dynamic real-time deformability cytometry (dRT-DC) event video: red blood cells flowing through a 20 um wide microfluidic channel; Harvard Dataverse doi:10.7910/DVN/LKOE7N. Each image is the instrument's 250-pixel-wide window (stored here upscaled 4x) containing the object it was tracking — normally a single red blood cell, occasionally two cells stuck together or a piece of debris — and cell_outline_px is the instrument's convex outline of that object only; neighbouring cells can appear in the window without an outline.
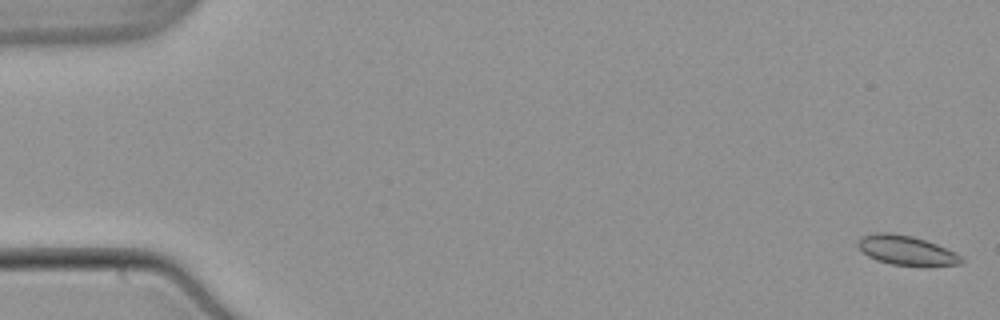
{"species": "common noctule bat (a hibernating species)", "species_latin": "Nyctalus noctula", "temperature_condition": "warm", "stored_images_in_passage": 53, "camera_frame_rate_fps": 3000, "um_per_image_px": 0.085, "animal": {"sex": "male", "body_mass_g": 21.5, "forearm_length_mm": 52.0}, "frame": {"image": 1, "passage_image": 2, "time_ms": 0.333, "image_size_px": [1000, 320], "cell_outline_px": [[964, 260], [960, 264], [924, 268], [892, 264], [876, 260], [868, 256], [856, 244], [864, 236], [884, 232], [912, 236], [936, 244], [960, 256]], "centroid_in_image_um": [77.09, 21.33], "position_along_channel_um": 7.9, "area_um2": 17.69}}
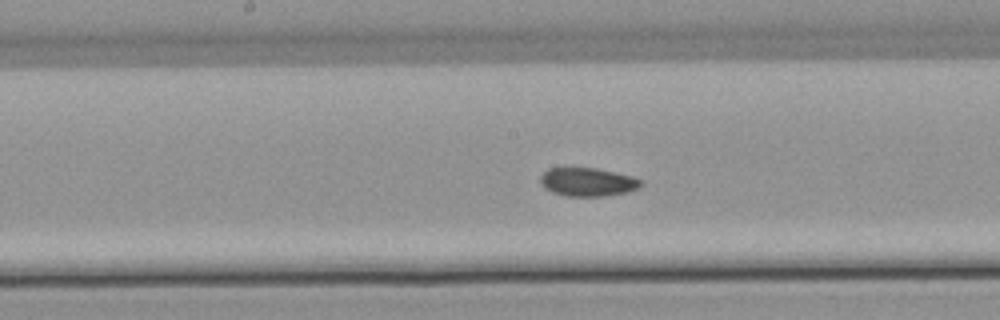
{"frame": {"image": 2, "passage_image": 29, "time_ms": 9.333, "image_size_px": [1000, 320], "cell_outline_px": [[644, 184], [640, 188], [628, 192], [604, 196], [564, 196], [552, 192], [544, 188], [540, 180], [540, 176], [548, 168], [596, 168], [632, 176], [640, 180]], "centroid_in_image_um": [49.96, 15.48], "position_along_channel_um": 198.2, "area_um2": 16.76}}
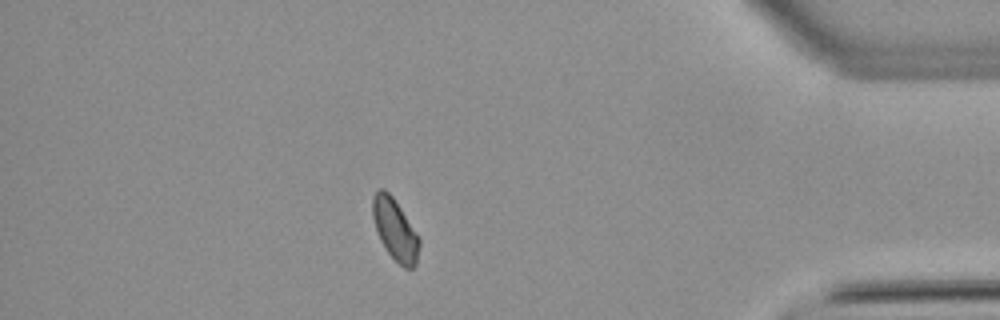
{"frame": {"image": 3, "passage_image": 48, "time_ms": 15.667, "image_size_px": [1000, 320], "cell_outline_px": [[420, 244], [416, 264], [412, 268], [404, 268], [388, 252], [380, 240], [372, 216], [372, 196], [380, 188], [384, 188], [392, 196], [420, 236]], "centroid_in_image_um": [33.59, 19.49], "position_along_channel_um": 401.6, "area_um2": 16.65}}